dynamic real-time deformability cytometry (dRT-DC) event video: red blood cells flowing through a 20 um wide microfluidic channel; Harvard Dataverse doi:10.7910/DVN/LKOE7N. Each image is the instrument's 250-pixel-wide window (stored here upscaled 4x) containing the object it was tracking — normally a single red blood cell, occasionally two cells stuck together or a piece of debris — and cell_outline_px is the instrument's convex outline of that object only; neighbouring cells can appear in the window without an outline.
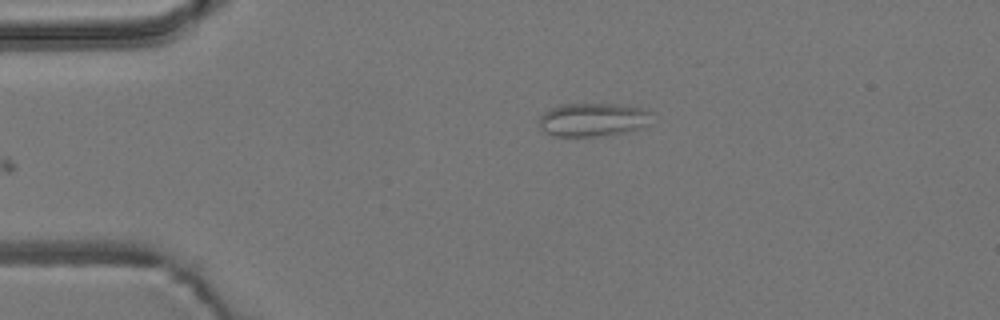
{"species": "common noctule bat (a hibernating species)", "species_latin": "Nyctalus noctula", "temperature_condition": "room temperature", "stored_images_in_passage": 31, "camera_frame_rate_fps": 3000, "um_per_image_px": 0.085, "animal": {"sex": "male", "body_mass_g": 19.2, "forearm_length_mm": 51.8}, "frame": {"image": 1, "passage_image": 1, "time_ms": 0.0, "image_size_px": [1000, 320], "cell_outline_px": [[652, 112], [644, 124], [640, 128], [628, 132], [608, 136], [552, 136], [544, 132], [536, 124], [536, 120], [548, 108], [560, 104], [628, 104]], "centroid_in_image_um": [50.3, 10.17], "position_along_channel_um": 34.7, "area_um2": 22.37}}
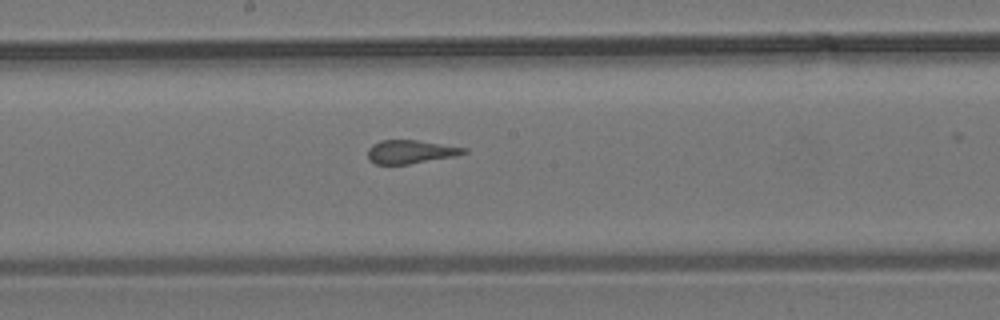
{"frame": {"image": 2, "passage_image": 18, "time_ms": 5.667, "image_size_px": [1000, 320], "cell_outline_px": [[468, 152], [456, 156], [408, 164], [376, 164], [368, 160], [368, 148], [372, 144], [380, 140], [416, 140], [468, 148]], "centroid_in_image_um": [34.89, 12.9], "position_along_channel_um": 213.3, "area_um2": 13.18}}
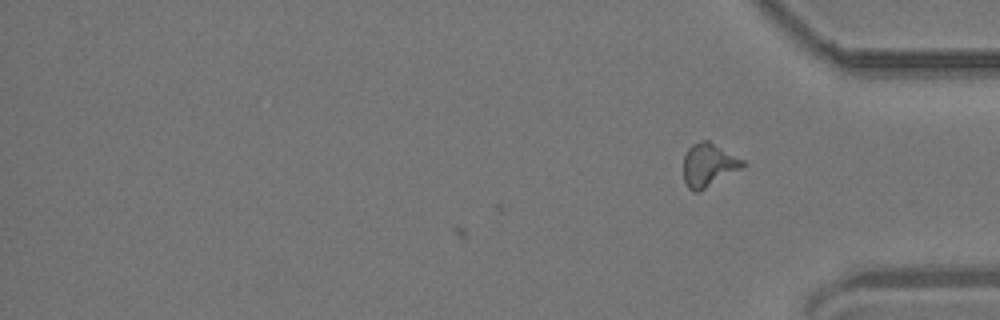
{"frame": {"image": 3, "passage_image": 31, "time_ms": 10.0, "image_size_px": [1000, 320], "cell_outline_px": [[748, 164], [700, 192], [692, 192], [688, 188], [684, 180], [684, 156], [688, 148], [692, 144], [700, 140], [708, 140], [744, 160]], "centroid_in_image_um": [60.22, 14.03], "position_along_channel_um": 375.0, "area_um2": 15.03}}